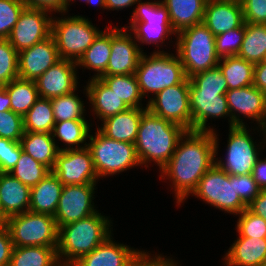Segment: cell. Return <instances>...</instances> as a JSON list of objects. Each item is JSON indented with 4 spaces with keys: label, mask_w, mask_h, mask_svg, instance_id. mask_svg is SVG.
I'll use <instances>...</instances> for the list:
<instances>
[{
    "label": "cell",
    "mask_w": 266,
    "mask_h": 266,
    "mask_svg": "<svg viewBox=\"0 0 266 266\" xmlns=\"http://www.w3.org/2000/svg\"><path fill=\"white\" fill-rule=\"evenodd\" d=\"M146 107L155 116L191 131L189 78L175 86L166 87L150 98Z\"/></svg>",
    "instance_id": "8fae6325"
},
{
    "label": "cell",
    "mask_w": 266,
    "mask_h": 266,
    "mask_svg": "<svg viewBox=\"0 0 266 266\" xmlns=\"http://www.w3.org/2000/svg\"><path fill=\"white\" fill-rule=\"evenodd\" d=\"M130 26H123L133 31L134 38L138 43L151 44L163 43L169 39V35L177 34L169 18L167 7L159 0L155 2H141L131 15Z\"/></svg>",
    "instance_id": "9c48e42d"
},
{
    "label": "cell",
    "mask_w": 266,
    "mask_h": 266,
    "mask_svg": "<svg viewBox=\"0 0 266 266\" xmlns=\"http://www.w3.org/2000/svg\"><path fill=\"white\" fill-rule=\"evenodd\" d=\"M110 227L111 220L99 212L76 222L60 226L58 228L57 246L60 265L72 266L83 255L91 253L112 234Z\"/></svg>",
    "instance_id": "3957f363"
},
{
    "label": "cell",
    "mask_w": 266,
    "mask_h": 266,
    "mask_svg": "<svg viewBox=\"0 0 266 266\" xmlns=\"http://www.w3.org/2000/svg\"><path fill=\"white\" fill-rule=\"evenodd\" d=\"M55 124L51 100L40 97L23 116L24 132L52 133Z\"/></svg>",
    "instance_id": "8d00e7d4"
},
{
    "label": "cell",
    "mask_w": 266,
    "mask_h": 266,
    "mask_svg": "<svg viewBox=\"0 0 266 266\" xmlns=\"http://www.w3.org/2000/svg\"><path fill=\"white\" fill-rule=\"evenodd\" d=\"M146 108H129L102 120L101 128H98L106 137L117 141L135 144L138 127Z\"/></svg>",
    "instance_id": "d4e9b609"
},
{
    "label": "cell",
    "mask_w": 266,
    "mask_h": 266,
    "mask_svg": "<svg viewBox=\"0 0 266 266\" xmlns=\"http://www.w3.org/2000/svg\"><path fill=\"white\" fill-rule=\"evenodd\" d=\"M127 29L111 28V56L102 76L135 74L144 52Z\"/></svg>",
    "instance_id": "ac0fdd59"
},
{
    "label": "cell",
    "mask_w": 266,
    "mask_h": 266,
    "mask_svg": "<svg viewBox=\"0 0 266 266\" xmlns=\"http://www.w3.org/2000/svg\"><path fill=\"white\" fill-rule=\"evenodd\" d=\"M51 11L43 8L25 7L18 22L12 28L8 40L19 53L51 35Z\"/></svg>",
    "instance_id": "4fadbf2b"
},
{
    "label": "cell",
    "mask_w": 266,
    "mask_h": 266,
    "mask_svg": "<svg viewBox=\"0 0 266 266\" xmlns=\"http://www.w3.org/2000/svg\"><path fill=\"white\" fill-rule=\"evenodd\" d=\"M235 191L233 175H229L214 164L201 177L192 195L201 198L216 209L238 215L247 208V205Z\"/></svg>",
    "instance_id": "30bf717a"
},
{
    "label": "cell",
    "mask_w": 266,
    "mask_h": 266,
    "mask_svg": "<svg viewBox=\"0 0 266 266\" xmlns=\"http://www.w3.org/2000/svg\"><path fill=\"white\" fill-rule=\"evenodd\" d=\"M111 235L72 266H130L144 251L111 240Z\"/></svg>",
    "instance_id": "44dd1931"
},
{
    "label": "cell",
    "mask_w": 266,
    "mask_h": 266,
    "mask_svg": "<svg viewBox=\"0 0 266 266\" xmlns=\"http://www.w3.org/2000/svg\"><path fill=\"white\" fill-rule=\"evenodd\" d=\"M147 252H143L130 266H177L178 263L171 258L167 259L157 254L153 257Z\"/></svg>",
    "instance_id": "816d5d0a"
},
{
    "label": "cell",
    "mask_w": 266,
    "mask_h": 266,
    "mask_svg": "<svg viewBox=\"0 0 266 266\" xmlns=\"http://www.w3.org/2000/svg\"><path fill=\"white\" fill-rule=\"evenodd\" d=\"M229 128L226 160L215 158V164L229 175L252 174L259 158L257 151L259 148H256V142L254 143L246 126H232Z\"/></svg>",
    "instance_id": "7c38bea8"
},
{
    "label": "cell",
    "mask_w": 266,
    "mask_h": 266,
    "mask_svg": "<svg viewBox=\"0 0 266 266\" xmlns=\"http://www.w3.org/2000/svg\"><path fill=\"white\" fill-rule=\"evenodd\" d=\"M253 86L266 93V63L259 62L255 64Z\"/></svg>",
    "instance_id": "db71d44e"
},
{
    "label": "cell",
    "mask_w": 266,
    "mask_h": 266,
    "mask_svg": "<svg viewBox=\"0 0 266 266\" xmlns=\"http://www.w3.org/2000/svg\"><path fill=\"white\" fill-rule=\"evenodd\" d=\"M176 33L203 22L207 0H162Z\"/></svg>",
    "instance_id": "83f0119b"
},
{
    "label": "cell",
    "mask_w": 266,
    "mask_h": 266,
    "mask_svg": "<svg viewBox=\"0 0 266 266\" xmlns=\"http://www.w3.org/2000/svg\"><path fill=\"white\" fill-rule=\"evenodd\" d=\"M233 182H235V192L246 205H248L262 190L253 179L252 174L233 176Z\"/></svg>",
    "instance_id": "7dc6e473"
},
{
    "label": "cell",
    "mask_w": 266,
    "mask_h": 266,
    "mask_svg": "<svg viewBox=\"0 0 266 266\" xmlns=\"http://www.w3.org/2000/svg\"><path fill=\"white\" fill-rule=\"evenodd\" d=\"M11 110V99L6 89L0 86V112Z\"/></svg>",
    "instance_id": "6f0895ef"
},
{
    "label": "cell",
    "mask_w": 266,
    "mask_h": 266,
    "mask_svg": "<svg viewBox=\"0 0 266 266\" xmlns=\"http://www.w3.org/2000/svg\"><path fill=\"white\" fill-rule=\"evenodd\" d=\"M216 131H186L170 160L161 169V178L170 179L178 205L192 194L201 177L215 164L218 150ZM163 175V176H162Z\"/></svg>",
    "instance_id": "6da1fadb"
},
{
    "label": "cell",
    "mask_w": 266,
    "mask_h": 266,
    "mask_svg": "<svg viewBox=\"0 0 266 266\" xmlns=\"http://www.w3.org/2000/svg\"><path fill=\"white\" fill-rule=\"evenodd\" d=\"M14 246H58V227L54 216L30 211L11 216L3 222Z\"/></svg>",
    "instance_id": "ba28073f"
},
{
    "label": "cell",
    "mask_w": 266,
    "mask_h": 266,
    "mask_svg": "<svg viewBox=\"0 0 266 266\" xmlns=\"http://www.w3.org/2000/svg\"><path fill=\"white\" fill-rule=\"evenodd\" d=\"M191 110V130L214 131L206 126L210 118H222L229 116V127L234 126L228 108L225 93L210 90H189Z\"/></svg>",
    "instance_id": "e0dca14e"
},
{
    "label": "cell",
    "mask_w": 266,
    "mask_h": 266,
    "mask_svg": "<svg viewBox=\"0 0 266 266\" xmlns=\"http://www.w3.org/2000/svg\"><path fill=\"white\" fill-rule=\"evenodd\" d=\"M52 172L63 185L96 184L99 179L87 147L59 151Z\"/></svg>",
    "instance_id": "5bb4252c"
},
{
    "label": "cell",
    "mask_w": 266,
    "mask_h": 266,
    "mask_svg": "<svg viewBox=\"0 0 266 266\" xmlns=\"http://www.w3.org/2000/svg\"><path fill=\"white\" fill-rule=\"evenodd\" d=\"M216 36L242 26L244 14L241 2L231 0H207L203 22Z\"/></svg>",
    "instance_id": "7402d4cb"
},
{
    "label": "cell",
    "mask_w": 266,
    "mask_h": 266,
    "mask_svg": "<svg viewBox=\"0 0 266 266\" xmlns=\"http://www.w3.org/2000/svg\"><path fill=\"white\" fill-rule=\"evenodd\" d=\"M255 64L238 56L224 57L218 67L226 79L228 90L253 85Z\"/></svg>",
    "instance_id": "4dcf8cb0"
},
{
    "label": "cell",
    "mask_w": 266,
    "mask_h": 266,
    "mask_svg": "<svg viewBox=\"0 0 266 266\" xmlns=\"http://www.w3.org/2000/svg\"><path fill=\"white\" fill-rule=\"evenodd\" d=\"M60 60L52 35L19 52V78L35 81Z\"/></svg>",
    "instance_id": "ffe728a7"
},
{
    "label": "cell",
    "mask_w": 266,
    "mask_h": 266,
    "mask_svg": "<svg viewBox=\"0 0 266 266\" xmlns=\"http://www.w3.org/2000/svg\"><path fill=\"white\" fill-rule=\"evenodd\" d=\"M26 7L22 0H0V39H7Z\"/></svg>",
    "instance_id": "7bdbcfd3"
},
{
    "label": "cell",
    "mask_w": 266,
    "mask_h": 266,
    "mask_svg": "<svg viewBox=\"0 0 266 266\" xmlns=\"http://www.w3.org/2000/svg\"><path fill=\"white\" fill-rule=\"evenodd\" d=\"M19 53L8 39H0V86L19 77Z\"/></svg>",
    "instance_id": "ab89813d"
},
{
    "label": "cell",
    "mask_w": 266,
    "mask_h": 266,
    "mask_svg": "<svg viewBox=\"0 0 266 266\" xmlns=\"http://www.w3.org/2000/svg\"><path fill=\"white\" fill-rule=\"evenodd\" d=\"M95 186L96 184L63 185L54 215L58 228L98 212L92 203Z\"/></svg>",
    "instance_id": "9a60e30c"
},
{
    "label": "cell",
    "mask_w": 266,
    "mask_h": 266,
    "mask_svg": "<svg viewBox=\"0 0 266 266\" xmlns=\"http://www.w3.org/2000/svg\"><path fill=\"white\" fill-rule=\"evenodd\" d=\"M231 1H237V2H242L243 0H231Z\"/></svg>",
    "instance_id": "6125c7cd"
},
{
    "label": "cell",
    "mask_w": 266,
    "mask_h": 266,
    "mask_svg": "<svg viewBox=\"0 0 266 266\" xmlns=\"http://www.w3.org/2000/svg\"><path fill=\"white\" fill-rule=\"evenodd\" d=\"M187 130L155 116L148 110L142 115L135 140L140 166L154 161L160 170L172 157L180 138Z\"/></svg>",
    "instance_id": "7a4b0ae2"
},
{
    "label": "cell",
    "mask_w": 266,
    "mask_h": 266,
    "mask_svg": "<svg viewBox=\"0 0 266 266\" xmlns=\"http://www.w3.org/2000/svg\"><path fill=\"white\" fill-rule=\"evenodd\" d=\"M26 7L43 8L49 11L66 14V0H22Z\"/></svg>",
    "instance_id": "f907efd6"
},
{
    "label": "cell",
    "mask_w": 266,
    "mask_h": 266,
    "mask_svg": "<svg viewBox=\"0 0 266 266\" xmlns=\"http://www.w3.org/2000/svg\"><path fill=\"white\" fill-rule=\"evenodd\" d=\"M227 266H264L266 238L239 236L224 257Z\"/></svg>",
    "instance_id": "cb8c5ba5"
},
{
    "label": "cell",
    "mask_w": 266,
    "mask_h": 266,
    "mask_svg": "<svg viewBox=\"0 0 266 266\" xmlns=\"http://www.w3.org/2000/svg\"><path fill=\"white\" fill-rule=\"evenodd\" d=\"M30 187L10 173H0L1 221L29 211Z\"/></svg>",
    "instance_id": "603a6c76"
},
{
    "label": "cell",
    "mask_w": 266,
    "mask_h": 266,
    "mask_svg": "<svg viewBox=\"0 0 266 266\" xmlns=\"http://www.w3.org/2000/svg\"><path fill=\"white\" fill-rule=\"evenodd\" d=\"M135 76L143 97L147 93L155 96L166 87L180 84L187 78L179 57L160 50L151 56L142 54Z\"/></svg>",
    "instance_id": "5b68a950"
},
{
    "label": "cell",
    "mask_w": 266,
    "mask_h": 266,
    "mask_svg": "<svg viewBox=\"0 0 266 266\" xmlns=\"http://www.w3.org/2000/svg\"><path fill=\"white\" fill-rule=\"evenodd\" d=\"M50 172L51 170L47 166L34 160L23 151L10 174L31 188L37 185Z\"/></svg>",
    "instance_id": "74e56055"
},
{
    "label": "cell",
    "mask_w": 266,
    "mask_h": 266,
    "mask_svg": "<svg viewBox=\"0 0 266 266\" xmlns=\"http://www.w3.org/2000/svg\"><path fill=\"white\" fill-rule=\"evenodd\" d=\"M9 266H61L57 247L14 246Z\"/></svg>",
    "instance_id": "1f68e13d"
},
{
    "label": "cell",
    "mask_w": 266,
    "mask_h": 266,
    "mask_svg": "<svg viewBox=\"0 0 266 266\" xmlns=\"http://www.w3.org/2000/svg\"><path fill=\"white\" fill-rule=\"evenodd\" d=\"M51 134L54 140L55 137H58V140L66 143V147L62 148V150L83 149L87 147L86 139H88L90 134V125L86 120L55 122ZM81 143H84V146H79ZM73 145L75 148H73Z\"/></svg>",
    "instance_id": "d590c367"
},
{
    "label": "cell",
    "mask_w": 266,
    "mask_h": 266,
    "mask_svg": "<svg viewBox=\"0 0 266 266\" xmlns=\"http://www.w3.org/2000/svg\"><path fill=\"white\" fill-rule=\"evenodd\" d=\"M139 0H106V9L111 10H121L123 8H127L133 6L134 4H138Z\"/></svg>",
    "instance_id": "9f6ffc18"
},
{
    "label": "cell",
    "mask_w": 266,
    "mask_h": 266,
    "mask_svg": "<svg viewBox=\"0 0 266 266\" xmlns=\"http://www.w3.org/2000/svg\"><path fill=\"white\" fill-rule=\"evenodd\" d=\"M252 176L258 186L262 190H266V159L261 160L258 158L253 168Z\"/></svg>",
    "instance_id": "11a10c76"
},
{
    "label": "cell",
    "mask_w": 266,
    "mask_h": 266,
    "mask_svg": "<svg viewBox=\"0 0 266 266\" xmlns=\"http://www.w3.org/2000/svg\"><path fill=\"white\" fill-rule=\"evenodd\" d=\"M73 91L70 94L51 98L55 122L67 120H86L84 103Z\"/></svg>",
    "instance_id": "f35d334b"
},
{
    "label": "cell",
    "mask_w": 266,
    "mask_h": 266,
    "mask_svg": "<svg viewBox=\"0 0 266 266\" xmlns=\"http://www.w3.org/2000/svg\"><path fill=\"white\" fill-rule=\"evenodd\" d=\"M245 23L266 24V0L241 2Z\"/></svg>",
    "instance_id": "c3c4849f"
},
{
    "label": "cell",
    "mask_w": 266,
    "mask_h": 266,
    "mask_svg": "<svg viewBox=\"0 0 266 266\" xmlns=\"http://www.w3.org/2000/svg\"><path fill=\"white\" fill-rule=\"evenodd\" d=\"M262 131H263V136L265 135L264 136L265 137L264 140L266 141V129H263Z\"/></svg>",
    "instance_id": "94428289"
},
{
    "label": "cell",
    "mask_w": 266,
    "mask_h": 266,
    "mask_svg": "<svg viewBox=\"0 0 266 266\" xmlns=\"http://www.w3.org/2000/svg\"><path fill=\"white\" fill-rule=\"evenodd\" d=\"M63 184L51 171L37 185L30 189L29 211L55 215Z\"/></svg>",
    "instance_id": "4316f807"
},
{
    "label": "cell",
    "mask_w": 266,
    "mask_h": 266,
    "mask_svg": "<svg viewBox=\"0 0 266 266\" xmlns=\"http://www.w3.org/2000/svg\"><path fill=\"white\" fill-rule=\"evenodd\" d=\"M225 96L234 126H245L243 120L239 118L241 116L238 115L241 113L258 122L261 130L266 129V93L250 85L228 90Z\"/></svg>",
    "instance_id": "2e32d148"
},
{
    "label": "cell",
    "mask_w": 266,
    "mask_h": 266,
    "mask_svg": "<svg viewBox=\"0 0 266 266\" xmlns=\"http://www.w3.org/2000/svg\"><path fill=\"white\" fill-rule=\"evenodd\" d=\"M102 31L82 16L52 17L53 36L60 59L77 62Z\"/></svg>",
    "instance_id": "8992f818"
},
{
    "label": "cell",
    "mask_w": 266,
    "mask_h": 266,
    "mask_svg": "<svg viewBox=\"0 0 266 266\" xmlns=\"http://www.w3.org/2000/svg\"><path fill=\"white\" fill-rule=\"evenodd\" d=\"M13 248L8 228L2 223L0 225V266H9Z\"/></svg>",
    "instance_id": "681fc988"
},
{
    "label": "cell",
    "mask_w": 266,
    "mask_h": 266,
    "mask_svg": "<svg viewBox=\"0 0 266 266\" xmlns=\"http://www.w3.org/2000/svg\"><path fill=\"white\" fill-rule=\"evenodd\" d=\"M24 134L23 117L12 110L0 112V137L20 142Z\"/></svg>",
    "instance_id": "f6af8a7d"
},
{
    "label": "cell",
    "mask_w": 266,
    "mask_h": 266,
    "mask_svg": "<svg viewBox=\"0 0 266 266\" xmlns=\"http://www.w3.org/2000/svg\"><path fill=\"white\" fill-rule=\"evenodd\" d=\"M189 90H210L226 93L228 85L222 71L217 66L189 78Z\"/></svg>",
    "instance_id": "60d3db41"
},
{
    "label": "cell",
    "mask_w": 266,
    "mask_h": 266,
    "mask_svg": "<svg viewBox=\"0 0 266 266\" xmlns=\"http://www.w3.org/2000/svg\"><path fill=\"white\" fill-rule=\"evenodd\" d=\"M102 31L92 45L76 62L77 66L97 72L93 78H100L105 72L111 56V30ZM108 31V32H107Z\"/></svg>",
    "instance_id": "f546056e"
},
{
    "label": "cell",
    "mask_w": 266,
    "mask_h": 266,
    "mask_svg": "<svg viewBox=\"0 0 266 266\" xmlns=\"http://www.w3.org/2000/svg\"><path fill=\"white\" fill-rule=\"evenodd\" d=\"M247 208L254 214L266 220V190L260 193L247 205Z\"/></svg>",
    "instance_id": "f5cc1de1"
},
{
    "label": "cell",
    "mask_w": 266,
    "mask_h": 266,
    "mask_svg": "<svg viewBox=\"0 0 266 266\" xmlns=\"http://www.w3.org/2000/svg\"><path fill=\"white\" fill-rule=\"evenodd\" d=\"M266 55V24L245 23V34L238 57L254 64Z\"/></svg>",
    "instance_id": "836d02e7"
},
{
    "label": "cell",
    "mask_w": 266,
    "mask_h": 266,
    "mask_svg": "<svg viewBox=\"0 0 266 266\" xmlns=\"http://www.w3.org/2000/svg\"><path fill=\"white\" fill-rule=\"evenodd\" d=\"M100 79L112 90L129 108L142 107L141 94L135 74L101 76Z\"/></svg>",
    "instance_id": "e575fe53"
},
{
    "label": "cell",
    "mask_w": 266,
    "mask_h": 266,
    "mask_svg": "<svg viewBox=\"0 0 266 266\" xmlns=\"http://www.w3.org/2000/svg\"><path fill=\"white\" fill-rule=\"evenodd\" d=\"M244 34L245 23L236 29H231L226 33L216 35L215 46L218 57L221 59L237 56L242 46Z\"/></svg>",
    "instance_id": "b9f144b4"
},
{
    "label": "cell",
    "mask_w": 266,
    "mask_h": 266,
    "mask_svg": "<svg viewBox=\"0 0 266 266\" xmlns=\"http://www.w3.org/2000/svg\"><path fill=\"white\" fill-rule=\"evenodd\" d=\"M77 65L75 61L60 59L35 80L42 98L51 99L77 90Z\"/></svg>",
    "instance_id": "d6986e66"
},
{
    "label": "cell",
    "mask_w": 266,
    "mask_h": 266,
    "mask_svg": "<svg viewBox=\"0 0 266 266\" xmlns=\"http://www.w3.org/2000/svg\"><path fill=\"white\" fill-rule=\"evenodd\" d=\"M237 221V231L239 236L266 238V220L248 208L243 210Z\"/></svg>",
    "instance_id": "ee69618b"
},
{
    "label": "cell",
    "mask_w": 266,
    "mask_h": 266,
    "mask_svg": "<svg viewBox=\"0 0 266 266\" xmlns=\"http://www.w3.org/2000/svg\"><path fill=\"white\" fill-rule=\"evenodd\" d=\"M70 1H75V0H66V11L68 10V6L70 5L69 4Z\"/></svg>",
    "instance_id": "91938a15"
},
{
    "label": "cell",
    "mask_w": 266,
    "mask_h": 266,
    "mask_svg": "<svg viewBox=\"0 0 266 266\" xmlns=\"http://www.w3.org/2000/svg\"><path fill=\"white\" fill-rule=\"evenodd\" d=\"M22 152L23 148L20 142L0 137V173H10Z\"/></svg>",
    "instance_id": "bcb514c9"
},
{
    "label": "cell",
    "mask_w": 266,
    "mask_h": 266,
    "mask_svg": "<svg viewBox=\"0 0 266 266\" xmlns=\"http://www.w3.org/2000/svg\"><path fill=\"white\" fill-rule=\"evenodd\" d=\"M177 35L176 55L184 67L187 78L218 66L215 35L204 23L186 28Z\"/></svg>",
    "instance_id": "277c9868"
},
{
    "label": "cell",
    "mask_w": 266,
    "mask_h": 266,
    "mask_svg": "<svg viewBox=\"0 0 266 266\" xmlns=\"http://www.w3.org/2000/svg\"><path fill=\"white\" fill-rule=\"evenodd\" d=\"M11 99V110L24 116L40 98L35 81L16 78L3 86Z\"/></svg>",
    "instance_id": "d6a6232c"
},
{
    "label": "cell",
    "mask_w": 266,
    "mask_h": 266,
    "mask_svg": "<svg viewBox=\"0 0 266 266\" xmlns=\"http://www.w3.org/2000/svg\"><path fill=\"white\" fill-rule=\"evenodd\" d=\"M95 134H89L87 148L91 152L98 178L119 174L140 165L135 144L108 138L98 128Z\"/></svg>",
    "instance_id": "52a82bcc"
},
{
    "label": "cell",
    "mask_w": 266,
    "mask_h": 266,
    "mask_svg": "<svg viewBox=\"0 0 266 266\" xmlns=\"http://www.w3.org/2000/svg\"><path fill=\"white\" fill-rule=\"evenodd\" d=\"M20 144L26 154L51 171L59 151H62V148L56 145L51 133L24 132Z\"/></svg>",
    "instance_id": "f1b7e54d"
},
{
    "label": "cell",
    "mask_w": 266,
    "mask_h": 266,
    "mask_svg": "<svg viewBox=\"0 0 266 266\" xmlns=\"http://www.w3.org/2000/svg\"><path fill=\"white\" fill-rule=\"evenodd\" d=\"M86 95L93 106L96 116L102 120L117 113L124 112L129 107L100 78L88 81Z\"/></svg>",
    "instance_id": "484cf974"
},
{
    "label": "cell",
    "mask_w": 266,
    "mask_h": 266,
    "mask_svg": "<svg viewBox=\"0 0 266 266\" xmlns=\"http://www.w3.org/2000/svg\"><path fill=\"white\" fill-rule=\"evenodd\" d=\"M89 4H97L99 7L106 9V0H81Z\"/></svg>",
    "instance_id": "680465c9"
}]
</instances>
